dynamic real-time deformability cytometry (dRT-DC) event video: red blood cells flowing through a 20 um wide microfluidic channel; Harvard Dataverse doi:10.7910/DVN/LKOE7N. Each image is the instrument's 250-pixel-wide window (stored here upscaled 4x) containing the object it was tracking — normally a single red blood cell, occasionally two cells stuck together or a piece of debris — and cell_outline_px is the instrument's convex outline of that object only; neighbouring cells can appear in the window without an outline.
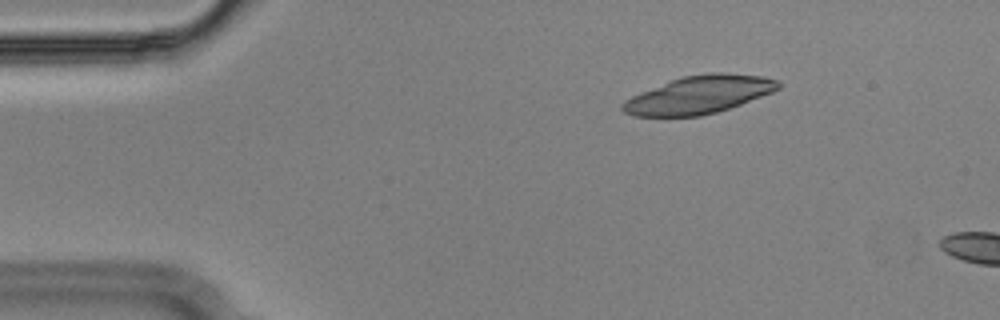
{"species": "Egyptian fruit bat (a non-hibernating species)", "species_latin": "Rousettus aegyptiacus", "temperature_condition": "cold", "stored_images_in_passage": 8, "camera_frame_rate_fps": 3000, "um_per_image_px": 0.085, "animal": {"sex": "male"}, "frame": {"image": 1, "passage_image": 4, "time_ms": 1.0, "image_size_px": [1000, 320], "cell_outline_px": [[780, 88], [772, 92], [740, 104], [716, 112], [700, 116], [636, 116], [624, 112], [620, 108], [620, 104], [624, 100], [640, 92], [680, 76], [708, 72], [724, 72], [764, 76], [776, 80], [780, 84]], "centroid_in_image_um": [59.39, 8.04], "position_along_channel_um": 25.6, "area_um2": 34.33}}